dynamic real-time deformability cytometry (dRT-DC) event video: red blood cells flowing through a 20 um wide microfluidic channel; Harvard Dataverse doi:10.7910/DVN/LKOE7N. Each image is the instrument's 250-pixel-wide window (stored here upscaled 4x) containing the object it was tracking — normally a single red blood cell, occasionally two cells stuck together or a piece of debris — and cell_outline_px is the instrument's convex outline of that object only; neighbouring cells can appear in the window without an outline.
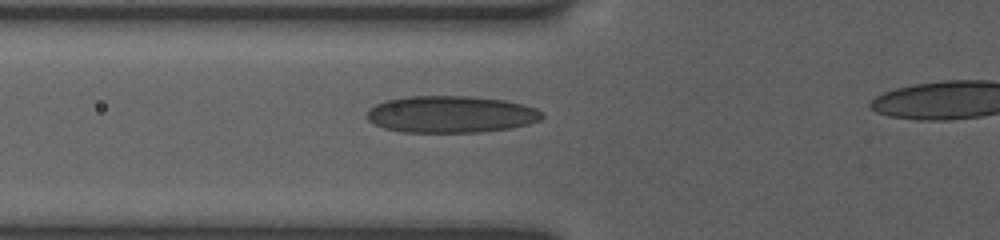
{"species": "human", "species_latin": "Homo sapiens", "temperature_condition": "room temperature", "stored_images_in_passage": 38, "camera_frame_rate_fps": 3000, "um_per_image_px": 0.085, "donor": {"sex": "female"}, "frame": {"image": 1, "passage_image": 7, "time_ms": 2.333, "image_size_px": [1000, 240], "cell_outline_px": [[544, 116], [540, 120], [528, 124], [508, 128], [480, 132], [400, 132], [384, 128], [368, 120], [368, 108], [376, 104], [388, 100], [408, 96], [468, 96], [504, 100], [524, 104], [536, 108], [544, 112]], "centroid_in_image_um": [38.35, 9.71], "position_along_channel_um": 87.4, "area_um2": 37.63}}
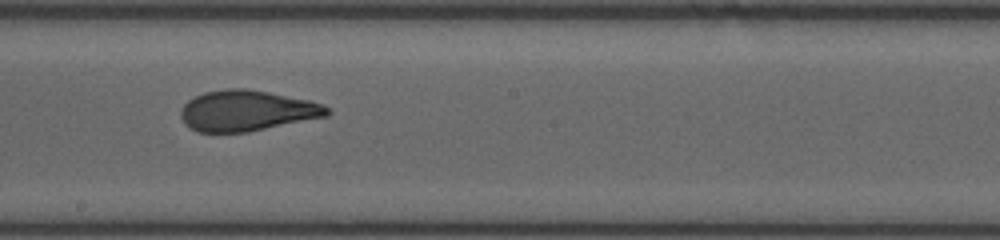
{"frame": {"image": 2, "passage_image": 20, "time_ms": 6.0, "image_size_px": [1000, 240], "cell_outline_px": [[332, 112], [328, 116], [248, 132], [196, 132], [184, 124], [180, 116], [180, 112], [184, 104], [188, 100], [204, 92], [228, 88], [244, 88], [268, 92], [308, 100], [324, 104]], "centroid_in_image_um": [20.98, 9.41], "position_along_channel_um": 227.2, "area_um2": 34.8}}
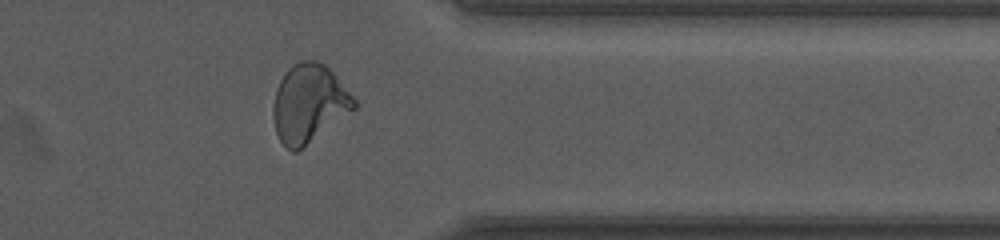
{"frame": {"image": 3, "passage_image": 34, "time_ms": 10.333, "image_size_px": [1000, 240], "cell_outline_px": [[356, 108], [296, 152], [292, 152], [280, 140], [276, 132], [272, 116], [272, 112], [276, 88], [280, 80], [288, 68], [300, 60], [316, 60], [324, 64], [336, 76], [356, 100]], "centroid_in_image_um": [26.24, 8.78], "position_along_channel_um": 385.2, "area_um2": 36.47}}